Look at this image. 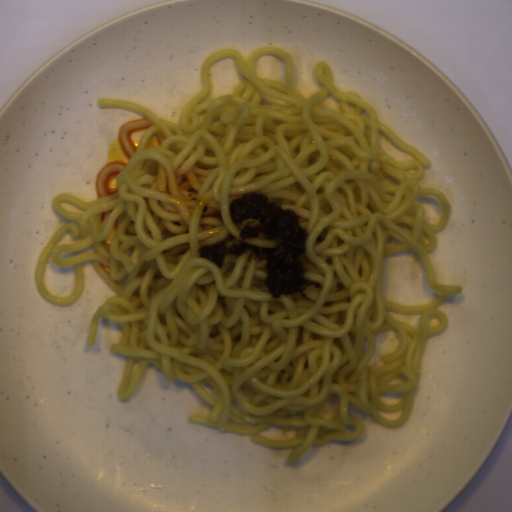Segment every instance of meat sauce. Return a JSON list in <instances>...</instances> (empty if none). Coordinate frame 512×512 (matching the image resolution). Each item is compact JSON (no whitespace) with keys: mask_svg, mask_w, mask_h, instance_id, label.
I'll use <instances>...</instances> for the list:
<instances>
[{"mask_svg":"<svg viewBox=\"0 0 512 512\" xmlns=\"http://www.w3.org/2000/svg\"><path fill=\"white\" fill-rule=\"evenodd\" d=\"M268 200L264 192L256 191L230 201L228 212L236 227H241L247 219H256L259 223L246 222L238 234L242 240L239 244L234 242L237 238L229 232L221 242L200 246L197 252L200 258L209 259L217 268L222 269L226 254L240 256L251 249L258 261L266 258L264 270L267 276L263 282L272 298L300 293L302 298L311 300L307 292H304L307 286L321 290L323 286L320 282L309 281L304 277V272L309 270L304 269L299 259L306 252L309 235L295 211L283 210L278 203H268ZM260 233L267 241H275V247H260L245 242L246 238L257 239ZM231 241L228 247L227 243Z\"/></svg>","mask_w":512,"mask_h":512,"instance_id":"1","label":"meat sauce"}]
</instances>
